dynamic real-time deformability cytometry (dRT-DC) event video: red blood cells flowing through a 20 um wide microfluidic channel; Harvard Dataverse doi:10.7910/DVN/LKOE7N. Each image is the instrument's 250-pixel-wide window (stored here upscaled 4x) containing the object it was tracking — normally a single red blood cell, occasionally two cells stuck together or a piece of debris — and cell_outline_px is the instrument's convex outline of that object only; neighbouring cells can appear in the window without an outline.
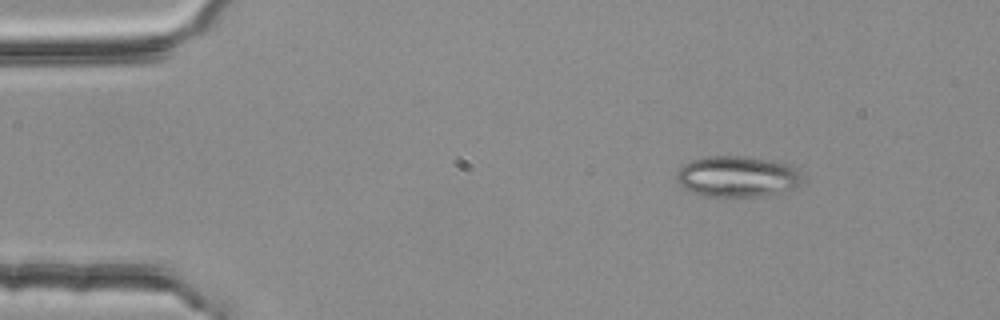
{"species": "common noctule bat (a hibernating species)", "species_latin": "Nyctalus noctula", "temperature_condition": "room temperature", "stored_images_in_passage": 3, "camera_frame_rate_fps": 3000, "um_per_image_px": 0.085, "animal": {"sex": "female", "body_mass_g": 25.1}, "frame": {"image": 1, "passage_image": 2, "time_ms": 0.333, "image_size_px": [1000, 320], "cell_outline_px": [[808, 184], [784, 192], [764, 196], [724, 200], [704, 196], [692, 192], [684, 188], [676, 180], [676, 172], [684, 164], [692, 160], [712, 156], [740, 156], [772, 160], [792, 164], [808, 176]], "centroid_in_image_um": [62.82, 15.06], "position_along_channel_um": 22.2, "area_um2": 31.85}}